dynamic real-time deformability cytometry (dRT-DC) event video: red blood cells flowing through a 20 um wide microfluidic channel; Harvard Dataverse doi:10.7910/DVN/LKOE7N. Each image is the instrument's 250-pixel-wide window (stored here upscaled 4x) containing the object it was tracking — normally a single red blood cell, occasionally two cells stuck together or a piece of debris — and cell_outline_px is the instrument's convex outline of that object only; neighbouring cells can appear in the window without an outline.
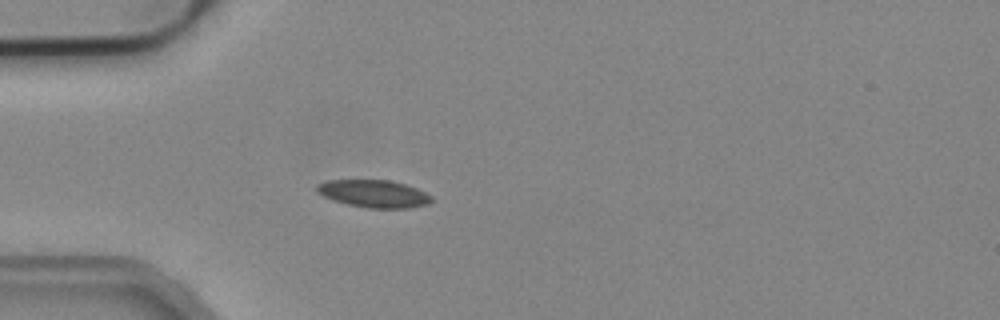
{"species": "common noctule bat (a hibernating species)", "species_latin": "Nyctalus noctula", "temperature_condition": "cold", "stored_images_in_passage": 1, "camera_frame_rate_fps": 3000, "um_per_image_px": 0.085, "animal": {"sex": "male", "body_mass_g": 19.2, "forearm_length_mm": 51.8}, "frame": {"image": 1, "passage_image": 1, "time_ms": 0.0, "image_size_px": [1000, 320], "cell_outline_px": [[432, 200], [428, 204], [408, 208], [368, 208], [348, 204], [332, 200], [316, 192], [316, 184], [328, 180], [388, 180], [404, 184], [416, 188], [432, 196]], "centroid_in_image_um": [31.75, 16.46], "position_along_channel_um": 53.3, "area_um2": 18.32}}